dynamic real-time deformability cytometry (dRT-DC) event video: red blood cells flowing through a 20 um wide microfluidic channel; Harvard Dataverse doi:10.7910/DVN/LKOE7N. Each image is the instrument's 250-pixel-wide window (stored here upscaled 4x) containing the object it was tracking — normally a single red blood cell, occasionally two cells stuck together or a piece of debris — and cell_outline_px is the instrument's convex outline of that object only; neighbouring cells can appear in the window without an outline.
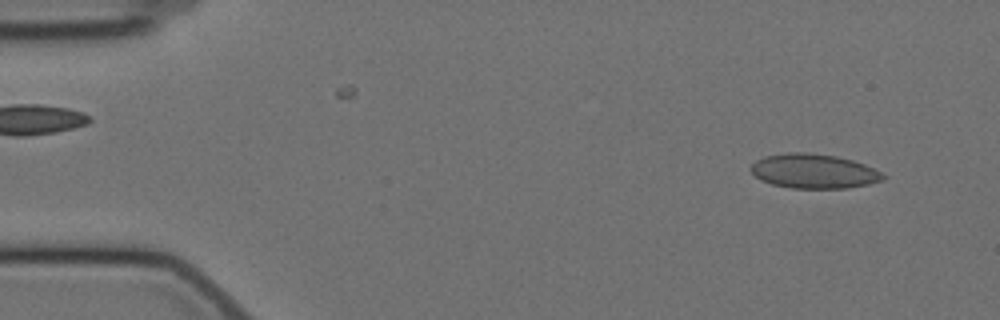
{"species": "Egyptian fruit bat (a non-hibernating species)", "species_latin": "Rousettus aegyptiacus", "temperature_condition": "cold", "stored_images_in_passage": 56, "camera_frame_rate_fps": 3000, "um_per_image_px": 0.085, "animal": {"sex": "female"}, "frame": {"image": 1, "passage_image": 4, "time_ms": 1.0, "image_size_px": [1000, 320], "cell_outline_px": [[888, 176], [884, 180], [868, 184], [848, 188], [792, 188], [772, 184], [760, 180], [748, 168], [756, 160], [764, 156], [788, 152], [808, 152], [836, 156], [852, 160], [864, 164]], "centroid_in_image_um": [69.16, 14.55], "position_along_channel_um": 15.8, "area_um2": 26.65}}
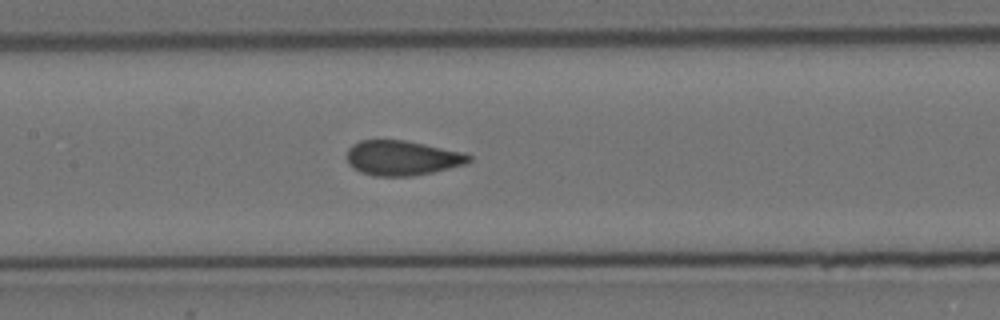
{"frame": {"image": 2, "passage_image": 26, "time_ms": 8.333, "image_size_px": [1000, 320], "cell_outline_px": [[472, 160], [464, 164], [432, 172], [412, 176], [372, 176], [360, 172], [352, 168], [348, 164], [348, 148], [352, 144], [360, 140], [404, 140], [464, 152], [472, 156]], "centroid_in_image_um": [34.16, 13.43], "position_along_channel_um": 173.2, "area_um2": 24.8}}
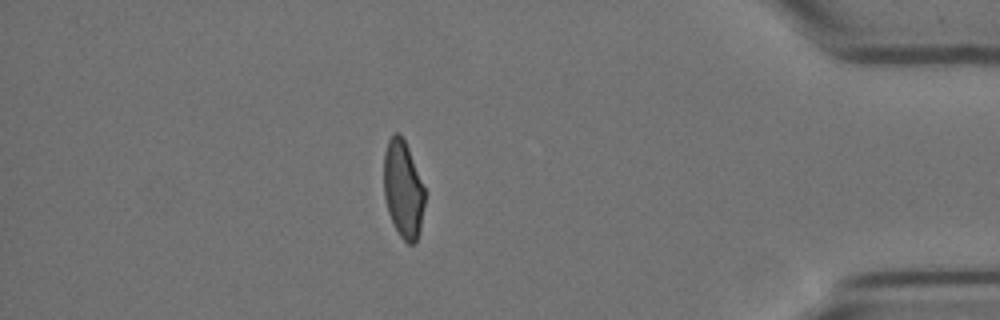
{"frame": {"image": 3, "passage_image": 49, "time_ms": 16.0, "image_size_px": [1000, 320], "cell_outline_px": [[424, 204], [420, 232], [416, 240], [412, 244], [408, 244], [400, 236], [388, 212], [384, 196], [384, 152], [388, 140], [396, 132], [400, 132], [408, 148], [424, 188]], "centroid_in_image_um": [34.25, 16.08], "position_along_channel_um": 400.9, "area_um2": 22.95}, "authors_computed_cell_mechanics": {"area_um2": 25.3742, "velocity_mm_per_s": 3.4966, "shape_relaxation_time_tau1_ms": null, "shape_relaxation_time_tau2_ms": 0.9004, "deformation_change_tau1": null, "deformation_change_tau2": 0.054}}